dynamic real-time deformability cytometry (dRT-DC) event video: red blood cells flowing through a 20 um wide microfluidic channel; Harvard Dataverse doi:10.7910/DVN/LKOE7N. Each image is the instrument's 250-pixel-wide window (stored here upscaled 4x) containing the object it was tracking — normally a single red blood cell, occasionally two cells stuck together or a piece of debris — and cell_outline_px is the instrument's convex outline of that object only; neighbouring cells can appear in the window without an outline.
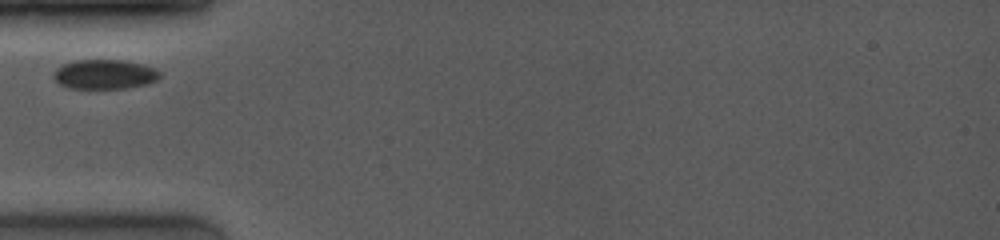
{"species": "common noctule bat (a hibernating species)", "species_latin": "Nyctalus noctula", "temperature_condition": "room temperature", "stored_images_in_passage": 6, "camera_frame_rate_fps": 4000, "um_per_image_px": 0.085, "animal": {"sex": "female", "body_mass_g": 19.0, "forearm_length_mm": 53.3}, "frame": {"image": 1, "passage_image": 1, "time_ms": 0.0, "image_size_px": [1000, 240], "cell_outline_px": [[160, 76], [156, 80], [148, 84], [128, 88], [68, 88], [60, 84], [52, 76], [52, 72], [60, 64], [76, 60], [120, 60], [140, 64], [156, 68], [160, 72]], "centroid_in_image_um": [8.86, 6.31], "position_along_channel_um": 76.1, "area_um2": 18.38}}
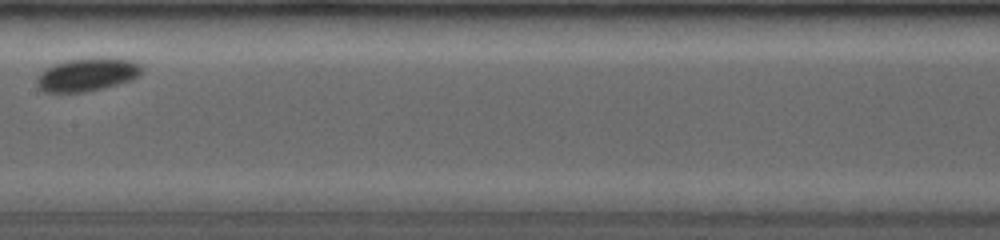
{"frame": {"image": 2, "passage_image": 4, "time_ms": 3.25, "image_size_px": [1000, 240], "cell_outline_px": [[144, 68], [140, 76], [132, 80], [104, 88], [84, 92], [44, 92], [36, 84], [36, 76], [44, 68], [68, 60], [92, 56], [108, 56], [132, 60], [140, 64]], "centroid_in_image_um": [7.45, 6.31], "position_along_channel_um": 199.9, "area_um2": 20.92}}